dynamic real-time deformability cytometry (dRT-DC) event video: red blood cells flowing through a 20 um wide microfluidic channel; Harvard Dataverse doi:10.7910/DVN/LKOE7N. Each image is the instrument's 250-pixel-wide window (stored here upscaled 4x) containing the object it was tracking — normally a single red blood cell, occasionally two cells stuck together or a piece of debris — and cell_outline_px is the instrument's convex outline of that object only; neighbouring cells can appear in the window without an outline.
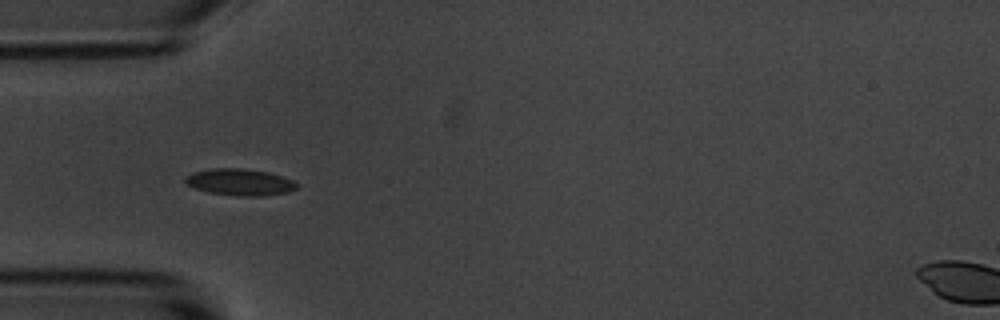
{"species": "common noctule bat (a hibernating species)", "species_latin": "Nyctalus noctula", "temperature_condition": "room temperature", "stored_images_in_passage": 19, "camera_frame_rate_fps": 3000, "um_per_image_px": 0.085, "animal": {"sex": "male", "body_mass_g": 20.1, "forearm_length_mm": 53.5}, "frame": {"image": 1, "passage_image": 4, "time_ms": 1.0, "image_size_px": [1000, 320], "cell_outline_px": [[300, 184], [296, 188], [288, 192], [264, 196], [244, 196], [208, 192], [184, 184], [184, 176], [192, 172], [212, 168], [244, 168], [268, 172], [292, 180]], "centroid_in_image_um": [20.36, 15.47], "position_along_channel_um": 64.6, "area_um2": 17.4}}
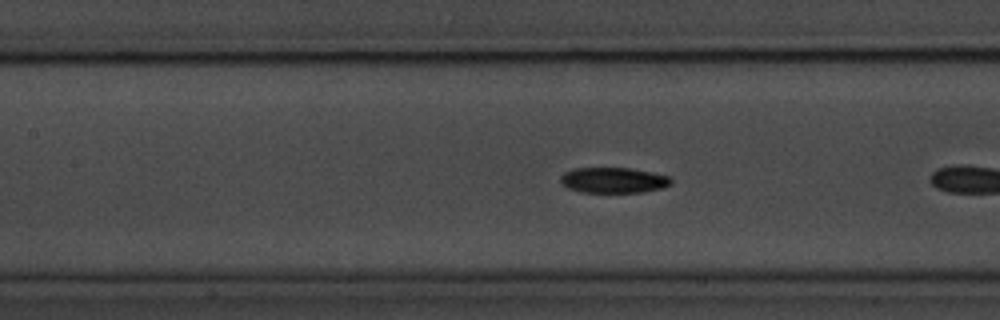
{"frame": {"image": 2, "passage_image": 9, "time_ms": 2.667, "image_size_px": [1000, 320], "cell_outline_px": [[672, 184], [660, 188], [644, 192], [580, 192], [568, 188], [560, 180], [560, 176], [564, 172], [576, 168], [628, 168], [652, 172], [672, 176]], "centroid_in_image_um": [52.17, 15.31], "position_along_channel_um": 155.2, "area_um2": 16.47}}